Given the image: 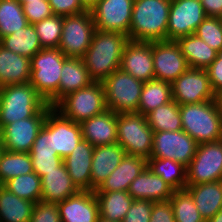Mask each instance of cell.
<instances>
[{
	"mask_svg": "<svg viewBox=\"0 0 222 222\" xmlns=\"http://www.w3.org/2000/svg\"><path fill=\"white\" fill-rule=\"evenodd\" d=\"M174 189L146 167L130 184L128 193L134 200L169 201Z\"/></svg>",
	"mask_w": 222,
	"mask_h": 222,
	"instance_id": "44dd1931",
	"label": "cell"
},
{
	"mask_svg": "<svg viewBox=\"0 0 222 222\" xmlns=\"http://www.w3.org/2000/svg\"><path fill=\"white\" fill-rule=\"evenodd\" d=\"M155 79L173 83L190 67L175 40L152 42Z\"/></svg>",
	"mask_w": 222,
	"mask_h": 222,
	"instance_id": "9a60e30c",
	"label": "cell"
},
{
	"mask_svg": "<svg viewBox=\"0 0 222 222\" xmlns=\"http://www.w3.org/2000/svg\"><path fill=\"white\" fill-rule=\"evenodd\" d=\"M206 15L200 0H172L167 28V40L194 34Z\"/></svg>",
	"mask_w": 222,
	"mask_h": 222,
	"instance_id": "2e32d148",
	"label": "cell"
},
{
	"mask_svg": "<svg viewBox=\"0 0 222 222\" xmlns=\"http://www.w3.org/2000/svg\"><path fill=\"white\" fill-rule=\"evenodd\" d=\"M149 222H175L170 201L154 202Z\"/></svg>",
	"mask_w": 222,
	"mask_h": 222,
	"instance_id": "681fc988",
	"label": "cell"
},
{
	"mask_svg": "<svg viewBox=\"0 0 222 222\" xmlns=\"http://www.w3.org/2000/svg\"><path fill=\"white\" fill-rule=\"evenodd\" d=\"M28 24L19 0H0V40Z\"/></svg>",
	"mask_w": 222,
	"mask_h": 222,
	"instance_id": "8d00e7d4",
	"label": "cell"
},
{
	"mask_svg": "<svg viewBox=\"0 0 222 222\" xmlns=\"http://www.w3.org/2000/svg\"><path fill=\"white\" fill-rule=\"evenodd\" d=\"M32 159L33 171L41 178L63 162L59 155H30Z\"/></svg>",
	"mask_w": 222,
	"mask_h": 222,
	"instance_id": "bcb514c9",
	"label": "cell"
},
{
	"mask_svg": "<svg viewBox=\"0 0 222 222\" xmlns=\"http://www.w3.org/2000/svg\"><path fill=\"white\" fill-rule=\"evenodd\" d=\"M186 185L222 180V139L198 144L196 154L186 167Z\"/></svg>",
	"mask_w": 222,
	"mask_h": 222,
	"instance_id": "30bf717a",
	"label": "cell"
},
{
	"mask_svg": "<svg viewBox=\"0 0 222 222\" xmlns=\"http://www.w3.org/2000/svg\"><path fill=\"white\" fill-rule=\"evenodd\" d=\"M147 167L140 156L125 155L117 168L94 192L128 191L131 182Z\"/></svg>",
	"mask_w": 222,
	"mask_h": 222,
	"instance_id": "d4e9b609",
	"label": "cell"
},
{
	"mask_svg": "<svg viewBox=\"0 0 222 222\" xmlns=\"http://www.w3.org/2000/svg\"><path fill=\"white\" fill-rule=\"evenodd\" d=\"M46 104L29 82L0 87V131L7 124L33 117Z\"/></svg>",
	"mask_w": 222,
	"mask_h": 222,
	"instance_id": "5b68a950",
	"label": "cell"
},
{
	"mask_svg": "<svg viewBox=\"0 0 222 222\" xmlns=\"http://www.w3.org/2000/svg\"><path fill=\"white\" fill-rule=\"evenodd\" d=\"M34 204L0 185V222H30Z\"/></svg>",
	"mask_w": 222,
	"mask_h": 222,
	"instance_id": "4dcf8cb0",
	"label": "cell"
},
{
	"mask_svg": "<svg viewBox=\"0 0 222 222\" xmlns=\"http://www.w3.org/2000/svg\"><path fill=\"white\" fill-rule=\"evenodd\" d=\"M182 130L198 144L222 139V113L217 100L179 105Z\"/></svg>",
	"mask_w": 222,
	"mask_h": 222,
	"instance_id": "3957f363",
	"label": "cell"
},
{
	"mask_svg": "<svg viewBox=\"0 0 222 222\" xmlns=\"http://www.w3.org/2000/svg\"><path fill=\"white\" fill-rule=\"evenodd\" d=\"M52 12L62 17L79 14L88 10L81 0H48Z\"/></svg>",
	"mask_w": 222,
	"mask_h": 222,
	"instance_id": "7dc6e473",
	"label": "cell"
},
{
	"mask_svg": "<svg viewBox=\"0 0 222 222\" xmlns=\"http://www.w3.org/2000/svg\"><path fill=\"white\" fill-rule=\"evenodd\" d=\"M153 201L134 200L122 222H149Z\"/></svg>",
	"mask_w": 222,
	"mask_h": 222,
	"instance_id": "ee69618b",
	"label": "cell"
},
{
	"mask_svg": "<svg viewBox=\"0 0 222 222\" xmlns=\"http://www.w3.org/2000/svg\"><path fill=\"white\" fill-rule=\"evenodd\" d=\"M172 84V100L179 105L216 99L206 69L189 68Z\"/></svg>",
	"mask_w": 222,
	"mask_h": 222,
	"instance_id": "7c38bea8",
	"label": "cell"
},
{
	"mask_svg": "<svg viewBox=\"0 0 222 222\" xmlns=\"http://www.w3.org/2000/svg\"><path fill=\"white\" fill-rule=\"evenodd\" d=\"M92 82L82 58L67 57L61 70L59 101L67 94L88 87Z\"/></svg>",
	"mask_w": 222,
	"mask_h": 222,
	"instance_id": "83f0119b",
	"label": "cell"
},
{
	"mask_svg": "<svg viewBox=\"0 0 222 222\" xmlns=\"http://www.w3.org/2000/svg\"><path fill=\"white\" fill-rule=\"evenodd\" d=\"M20 3H35V2H39L40 0H19Z\"/></svg>",
	"mask_w": 222,
	"mask_h": 222,
	"instance_id": "11a10c76",
	"label": "cell"
},
{
	"mask_svg": "<svg viewBox=\"0 0 222 222\" xmlns=\"http://www.w3.org/2000/svg\"><path fill=\"white\" fill-rule=\"evenodd\" d=\"M79 192L67 172L64 161L57 170L46 172L41 177V201L59 203Z\"/></svg>",
	"mask_w": 222,
	"mask_h": 222,
	"instance_id": "cb8c5ba5",
	"label": "cell"
},
{
	"mask_svg": "<svg viewBox=\"0 0 222 222\" xmlns=\"http://www.w3.org/2000/svg\"><path fill=\"white\" fill-rule=\"evenodd\" d=\"M172 101V84L166 81L152 79L144 82L138 113L146 115L155 108Z\"/></svg>",
	"mask_w": 222,
	"mask_h": 222,
	"instance_id": "d6a6232c",
	"label": "cell"
},
{
	"mask_svg": "<svg viewBox=\"0 0 222 222\" xmlns=\"http://www.w3.org/2000/svg\"><path fill=\"white\" fill-rule=\"evenodd\" d=\"M145 116L153 132L182 130L179 104L174 100L155 108Z\"/></svg>",
	"mask_w": 222,
	"mask_h": 222,
	"instance_id": "836d02e7",
	"label": "cell"
},
{
	"mask_svg": "<svg viewBox=\"0 0 222 222\" xmlns=\"http://www.w3.org/2000/svg\"><path fill=\"white\" fill-rule=\"evenodd\" d=\"M176 41L190 68L206 69L217 57V51L195 34L180 37Z\"/></svg>",
	"mask_w": 222,
	"mask_h": 222,
	"instance_id": "f1b7e54d",
	"label": "cell"
},
{
	"mask_svg": "<svg viewBox=\"0 0 222 222\" xmlns=\"http://www.w3.org/2000/svg\"><path fill=\"white\" fill-rule=\"evenodd\" d=\"M82 4L90 10L99 0H81Z\"/></svg>",
	"mask_w": 222,
	"mask_h": 222,
	"instance_id": "f5cc1de1",
	"label": "cell"
},
{
	"mask_svg": "<svg viewBox=\"0 0 222 222\" xmlns=\"http://www.w3.org/2000/svg\"><path fill=\"white\" fill-rule=\"evenodd\" d=\"M42 48H58L63 29V17L53 14L33 24Z\"/></svg>",
	"mask_w": 222,
	"mask_h": 222,
	"instance_id": "ab89813d",
	"label": "cell"
},
{
	"mask_svg": "<svg viewBox=\"0 0 222 222\" xmlns=\"http://www.w3.org/2000/svg\"><path fill=\"white\" fill-rule=\"evenodd\" d=\"M213 91L217 95L222 91V50L217 52L216 59L206 68Z\"/></svg>",
	"mask_w": 222,
	"mask_h": 222,
	"instance_id": "c3c4849f",
	"label": "cell"
},
{
	"mask_svg": "<svg viewBox=\"0 0 222 222\" xmlns=\"http://www.w3.org/2000/svg\"><path fill=\"white\" fill-rule=\"evenodd\" d=\"M97 222H114V221H110V220H107V219H105L103 217H99Z\"/></svg>",
	"mask_w": 222,
	"mask_h": 222,
	"instance_id": "9f6ffc18",
	"label": "cell"
},
{
	"mask_svg": "<svg viewBox=\"0 0 222 222\" xmlns=\"http://www.w3.org/2000/svg\"><path fill=\"white\" fill-rule=\"evenodd\" d=\"M61 222H97L99 204L94 191H79L58 203Z\"/></svg>",
	"mask_w": 222,
	"mask_h": 222,
	"instance_id": "ac0fdd59",
	"label": "cell"
},
{
	"mask_svg": "<svg viewBox=\"0 0 222 222\" xmlns=\"http://www.w3.org/2000/svg\"><path fill=\"white\" fill-rule=\"evenodd\" d=\"M30 222H61L58 203L36 202Z\"/></svg>",
	"mask_w": 222,
	"mask_h": 222,
	"instance_id": "7bdbcfd3",
	"label": "cell"
},
{
	"mask_svg": "<svg viewBox=\"0 0 222 222\" xmlns=\"http://www.w3.org/2000/svg\"><path fill=\"white\" fill-rule=\"evenodd\" d=\"M196 204L205 221L222 209V180L197 185H186L185 188Z\"/></svg>",
	"mask_w": 222,
	"mask_h": 222,
	"instance_id": "4316f807",
	"label": "cell"
},
{
	"mask_svg": "<svg viewBox=\"0 0 222 222\" xmlns=\"http://www.w3.org/2000/svg\"><path fill=\"white\" fill-rule=\"evenodd\" d=\"M128 41L126 34L95 30L92 42L82 57L93 82H103L115 70L120 69Z\"/></svg>",
	"mask_w": 222,
	"mask_h": 222,
	"instance_id": "6da1fadb",
	"label": "cell"
},
{
	"mask_svg": "<svg viewBox=\"0 0 222 222\" xmlns=\"http://www.w3.org/2000/svg\"><path fill=\"white\" fill-rule=\"evenodd\" d=\"M175 222H206L186 189L174 190L170 198Z\"/></svg>",
	"mask_w": 222,
	"mask_h": 222,
	"instance_id": "f35d334b",
	"label": "cell"
},
{
	"mask_svg": "<svg viewBox=\"0 0 222 222\" xmlns=\"http://www.w3.org/2000/svg\"><path fill=\"white\" fill-rule=\"evenodd\" d=\"M106 105L115 113H138L144 82L121 69L115 70L103 82Z\"/></svg>",
	"mask_w": 222,
	"mask_h": 222,
	"instance_id": "ba28073f",
	"label": "cell"
},
{
	"mask_svg": "<svg viewBox=\"0 0 222 222\" xmlns=\"http://www.w3.org/2000/svg\"><path fill=\"white\" fill-rule=\"evenodd\" d=\"M197 147L198 143L183 130L154 132L150 157L171 159L187 167Z\"/></svg>",
	"mask_w": 222,
	"mask_h": 222,
	"instance_id": "4fadbf2b",
	"label": "cell"
},
{
	"mask_svg": "<svg viewBox=\"0 0 222 222\" xmlns=\"http://www.w3.org/2000/svg\"><path fill=\"white\" fill-rule=\"evenodd\" d=\"M172 0H134L128 38L133 41L167 40Z\"/></svg>",
	"mask_w": 222,
	"mask_h": 222,
	"instance_id": "7a4b0ae2",
	"label": "cell"
},
{
	"mask_svg": "<svg viewBox=\"0 0 222 222\" xmlns=\"http://www.w3.org/2000/svg\"><path fill=\"white\" fill-rule=\"evenodd\" d=\"M116 131L117 143L124 148L126 155L150 158L154 132L145 115L137 112L117 114Z\"/></svg>",
	"mask_w": 222,
	"mask_h": 222,
	"instance_id": "8992f818",
	"label": "cell"
},
{
	"mask_svg": "<svg viewBox=\"0 0 222 222\" xmlns=\"http://www.w3.org/2000/svg\"><path fill=\"white\" fill-rule=\"evenodd\" d=\"M54 108L79 124L105 112L108 108L102 82H92L88 87L67 94Z\"/></svg>",
	"mask_w": 222,
	"mask_h": 222,
	"instance_id": "52a82bcc",
	"label": "cell"
},
{
	"mask_svg": "<svg viewBox=\"0 0 222 222\" xmlns=\"http://www.w3.org/2000/svg\"><path fill=\"white\" fill-rule=\"evenodd\" d=\"M95 30L90 10L65 16L58 48L66 57L82 58L92 42Z\"/></svg>",
	"mask_w": 222,
	"mask_h": 222,
	"instance_id": "9c48e42d",
	"label": "cell"
},
{
	"mask_svg": "<svg viewBox=\"0 0 222 222\" xmlns=\"http://www.w3.org/2000/svg\"><path fill=\"white\" fill-rule=\"evenodd\" d=\"M32 172L34 171L30 153L3 150L0 156V185L14 177Z\"/></svg>",
	"mask_w": 222,
	"mask_h": 222,
	"instance_id": "d590c367",
	"label": "cell"
},
{
	"mask_svg": "<svg viewBox=\"0 0 222 222\" xmlns=\"http://www.w3.org/2000/svg\"><path fill=\"white\" fill-rule=\"evenodd\" d=\"M30 58L6 49L0 44V87L30 81Z\"/></svg>",
	"mask_w": 222,
	"mask_h": 222,
	"instance_id": "484cf974",
	"label": "cell"
},
{
	"mask_svg": "<svg viewBox=\"0 0 222 222\" xmlns=\"http://www.w3.org/2000/svg\"><path fill=\"white\" fill-rule=\"evenodd\" d=\"M66 58L59 48H43L30 59L29 83L51 107L59 102L61 70Z\"/></svg>",
	"mask_w": 222,
	"mask_h": 222,
	"instance_id": "277c9868",
	"label": "cell"
},
{
	"mask_svg": "<svg viewBox=\"0 0 222 222\" xmlns=\"http://www.w3.org/2000/svg\"><path fill=\"white\" fill-rule=\"evenodd\" d=\"M4 148H3V144H2V139H1V136H0V156L3 152Z\"/></svg>",
	"mask_w": 222,
	"mask_h": 222,
	"instance_id": "6f0895ef",
	"label": "cell"
},
{
	"mask_svg": "<svg viewBox=\"0 0 222 222\" xmlns=\"http://www.w3.org/2000/svg\"><path fill=\"white\" fill-rule=\"evenodd\" d=\"M120 69L142 82L155 79L152 42L129 40L123 51Z\"/></svg>",
	"mask_w": 222,
	"mask_h": 222,
	"instance_id": "e0dca14e",
	"label": "cell"
},
{
	"mask_svg": "<svg viewBox=\"0 0 222 222\" xmlns=\"http://www.w3.org/2000/svg\"><path fill=\"white\" fill-rule=\"evenodd\" d=\"M194 34L215 51L222 50V18L206 17Z\"/></svg>",
	"mask_w": 222,
	"mask_h": 222,
	"instance_id": "60d3db41",
	"label": "cell"
},
{
	"mask_svg": "<svg viewBox=\"0 0 222 222\" xmlns=\"http://www.w3.org/2000/svg\"><path fill=\"white\" fill-rule=\"evenodd\" d=\"M125 155L124 148L118 143L94 147L91 163V191L101 186Z\"/></svg>",
	"mask_w": 222,
	"mask_h": 222,
	"instance_id": "7402d4cb",
	"label": "cell"
},
{
	"mask_svg": "<svg viewBox=\"0 0 222 222\" xmlns=\"http://www.w3.org/2000/svg\"><path fill=\"white\" fill-rule=\"evenodd\" d=\"M216 100H217V103L219 105V109L222 113V91H220L217 95H216Z\"/></svg>",
	"mask_w": 222,
	"mask_h": 222,
	"instance_id": "db71d44e",
	"label": "cell"
},
{
	"mask_svg": "<svg viewBox=\"0 0 222 222\" xmlns=\"http://www.w3.org/2000/svg\"><path fill=\"white\" fill-rule=\"evenodd\" d=\"M82 139L80 124L66 118L52 107V143L53 150L59 157L64 159L70 155Z\"/></svg>",
	"mask_w": 222,
	"mask_h": 222,
	"instance_id": "603a6c76",
	"label": "cell"
},
{
	"mask_svg": "<svg viewBox=\"0 0 222 222\" xmlns=\"http://www.w3.org/2000/svg\"><path fill=\"white\" fill-rule=\"evenodd\" d=\"M2 186L20 198L41 201V178L35 172L14 177Z\"/></svg>",
	"mask_w": 222,
	"mask_h": 222,
	"instance_id": "74e56055",
	"label": "cell"
},
{
	"mask_svg": "<svg viewBox=\"0 0 222 222\" xmlns=\"http://www.w3.org/2000/svg\"><path fill=\"white\" fill-rule=\"evenodd\" d=\"M206 222H222V209L218 211L213 217L208 219Z\"/></svg>",
	"mask_w": 222,
	"mask_h": 222,
	"instance_id": "816d5d0a",
	"label": "cell"
},
{
	"mask_svg": "<svg viewBox=\"0 0 222 222\" xmlns=\"http://www.w3.org/2000/svg\"><path fill=\"white\" fill-rule=\"evenodd\" d=\"M99 204L100 217L122 222L134 199L128 191L94 192Z\"/></svg>",
	"mask_w": 222,
	"mask_h": 222,
	"instance_id": "f546056e",
	"label": "cell"
},
{
	"mask_svg": "<svg viewBox=\"0 0 222 222\" xmlns=\"http://www.w3.org/2000/svg\"><path fill=\"white\" fill-rule=\"evenodd\" d=\"M21 4L23 12L29 24H34L53 15L48 0H40L39 2L35 3H21Z\"/></svg>",
	"mask_w": 222,
	"mask_h": 222,
	"instance_id": "f6af8a7d",
	"label": "cell"
},
{
	"mask_svg": "<svg viewBox=\"0 0 222 222\" xmlns=\"http://www.w3.org/2000/svg\"><path fill=\"white\" fill-rule=\"evenodd\" d=\"M134 0H99L91 9L97 30L129 35Z\"/></svg>",
	"mask_w": 222,
	"mask_h": 222,
	"instance_id": "5bb4252c",
	"label": "cell"
},
{
	"mask_svg": "<svg viewBox=\"0 0 222 222\" xmlns=\"http://www.w3.org/2000/svg\"><path fill=\"white\" fill-rule=\"evenodd\" d=\"M206 17L222 18V0H200Z\"/></svg>",
	"mask_w": 222,
	"mask_h": 222,
	"instance_id": "f907efd6",
	"label": "cell"
},
{
	"mask_svg": "<svg viewBox=\"0 0 222 222\" xmlns=\"http://www.w3.org/2000/svg\"><path fill=\"white\" fill-rule=\"evenodd\" d=\"M94 146L82 139L63 159L72 182L79 191H91V163Z\"/></svg>",
	"mask_w": 222,
	"mask_h": 222,
	"instance_id": "d6986e66",
	"label": "cell"
},
{
	"mask_svg": "<svg viewBox=\"0 0 222 222\" xmlns=\"http://www.w3.org/2000/svg\"><path fill=\"white\" fill-rule=\"evenodd\" d=\"M51 108L49 104H46L33 117L7 124L0 131L4 150L29 153L38 133L44 125L47 112Z\"/></svg>",
	"mask_w": 222,
	"mask_h": 222,
	"instance_id": "8fae6325",
	"label": "cell"
},
{
	"mask_svg": "<svg viewBox=\"0 0 222 222\" xmlns=\"http://www.w3.org/2000/svg\"><path fill=\"white\" fill-rule=\"evenodd\" d=\"M29 153L30 155H58L53 150L52 143V108L47 112L44 125L38 133Z\"/></svg>",
	"mask_w": 222,
	"mask_h": 222,
	"instance_id": "b9f144b4",
	"label": "cell"
},
{
	"mask_svg": "<svg viewBox=\"0 0 222 222\" xmlns=\"http://www.w3.org/2000/svg\"><path fill=\"white\" fill-rule=\"evenodd\" d=\"M147 167L156 175H159L174 190L186 188V166L167 158L150 157Z\"/></svg>",
	"mask_w": 222,
	"mask_h": 222,
	"instance_id": "e575fe53",
	"label": "cell"
},
{
	"mask_svg": "<svg viewBox=\"0 0 222 222\" xmlns=\"http://www.w3.org/2000/svg\"><path fill=\"white\" fill-rule=\"evenodd\" d=\"M82 137L92 146L117 143V113L107 109L80 123Z\"/></svg>",
	"mask_w": 222,
	"mask_h": 222,
	"instance_id": "ffe728a7",
	"label": "cell"
},
{
	"mask_svg": "<svg viewBox=\"0 0 222 222\" xmlns=\"http://www.w3.org/2000/svg\"><path fill=\"white\" fill-rule=\"evenodd\" d=\"M0 44L10 51L32 58L42 48L33 24L19 29L0 40Z\"/></svg>",
	"mask_w": 222,
	"mask_h": 222,
	"instance_id": "1f68e13d",
	"label": "cell"
}]
</instances>
